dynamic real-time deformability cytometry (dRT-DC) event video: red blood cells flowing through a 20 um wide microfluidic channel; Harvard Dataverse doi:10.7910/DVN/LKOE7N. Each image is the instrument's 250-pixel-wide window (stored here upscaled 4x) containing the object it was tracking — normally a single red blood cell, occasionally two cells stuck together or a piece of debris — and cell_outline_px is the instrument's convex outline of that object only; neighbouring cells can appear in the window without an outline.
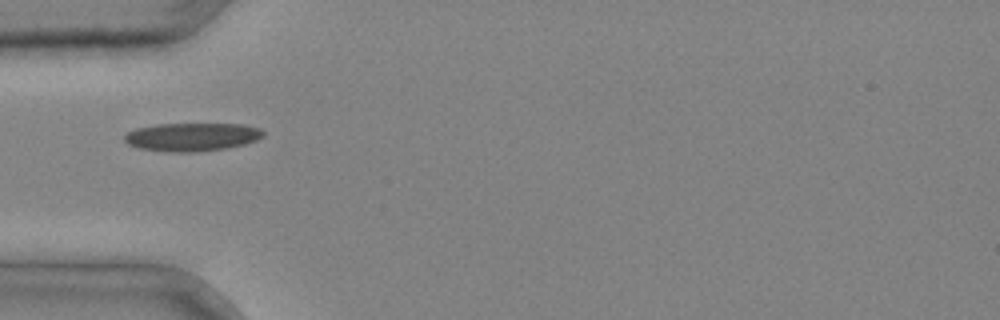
{"species": "common noctule bat (a hibernating species)", "species_latin": "Nyctalus noctula", "temperature_condition": "cold", "stored_images_in_passage": 1, "camera_frame_rate_fps": 3000, "um_per_image_px": 0.085, "animal": {"sex": "male", "body_mass_g": 20.4}, "frame": {"image": 1, "passage_image": 1, "time_ms": 0.0, "image_size_px": [1000, 320], "cell_outline_px": [[264, 136], [256, 140], [244, 144], [228, 148], [196, 152], [168, 152], [140, 148], [128, 144], [124, 140], [124, 136], [128, 132], [136, 128], [156, 124], [240, 124], [260, 128], [264, 132]], "centroid_in_image_um": [16.32, 11.64], "position_along_channel_um": 68.7, "area_um2": 22.89}}